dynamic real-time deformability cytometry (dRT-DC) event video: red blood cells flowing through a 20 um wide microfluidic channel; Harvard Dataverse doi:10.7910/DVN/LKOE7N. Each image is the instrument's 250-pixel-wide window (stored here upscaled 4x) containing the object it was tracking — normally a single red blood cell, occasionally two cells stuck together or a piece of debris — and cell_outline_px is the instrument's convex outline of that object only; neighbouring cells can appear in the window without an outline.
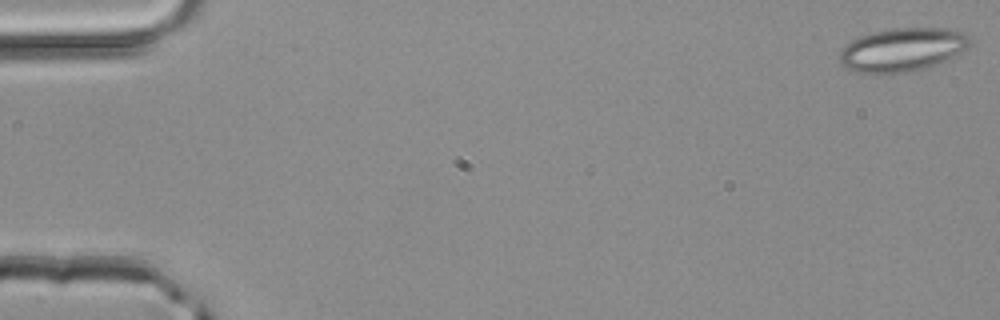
{"species": "common noctule bat (a hibernating species)", "species_latin": "Nyctalus noctula", "temperature_condition": "room temperature", "stored_images_in_passage": 5, "segment_of_instrument_passage": [1, 2], "camera_frame_rate_fps": 3000, "um_per_image_px": 0.085, "animal": {"sex": "male", "body_mass_g": 20.4}, "frame": {"image": 1, "passage_image": 1, "time_ms": 0.0, "image_size_px": [1000, 320], "cell_outline_px": [[972, 44], [960, 52], [936, 64], [924, 68], [904, 72], [856, 72], [844, 68], [840, 64], [840, 48], [852, 40], [860, 36], [872, 32], [896, 28], [952, 28], [964, 32], [968, 36]], "centroid_in_image_um": [76.68, 4.2], "position_along_channel_um": 8.3, "area_um2": 32.77}}
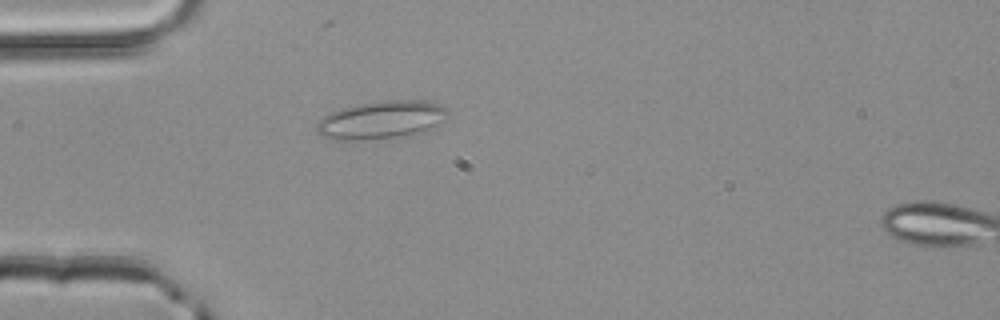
{"frame": {"image": 2, "passage_image": 4, "time_ms": 1.0, "image_size_px": [1000, 320], "cell_outline_px": [[448, 112], [436, 128], [428, 132], [412, 136], [364, 140], [332, 140], [320, 136], [316, 128], [316, 124], [324, 116], [340, 108], [360, 104], [384, 100], [420, 100], [440, 104], [448, 108]], "centroid_in_image_um": [32.45, 10.22], "position_along_channel_um": 52.5, "area_um2": 29.65}}